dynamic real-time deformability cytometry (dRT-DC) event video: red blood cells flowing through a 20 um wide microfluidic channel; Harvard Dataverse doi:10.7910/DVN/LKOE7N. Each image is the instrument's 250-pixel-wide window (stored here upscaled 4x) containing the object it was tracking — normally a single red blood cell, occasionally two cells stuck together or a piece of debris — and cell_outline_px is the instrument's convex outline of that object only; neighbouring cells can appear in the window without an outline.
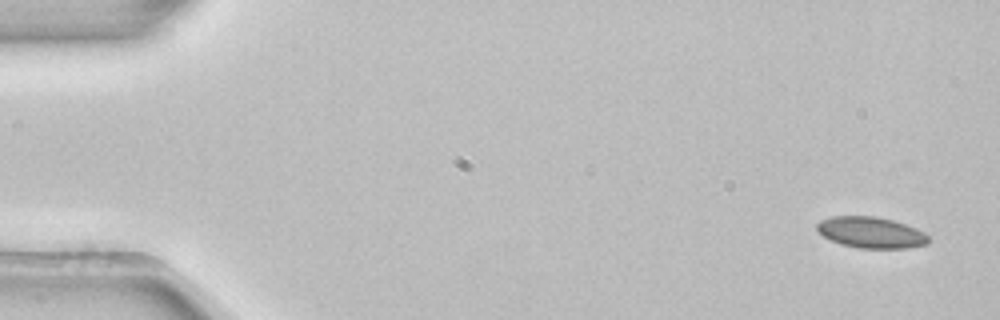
{"species": "common noctule bat (a hibernating species)", "species_latin": "Nyctalus noctula", "temperature_condition": "room temperature", "stored_images_in_passage": 3, "camera_frame_rate_fps": 3000, "um_per_image_px": 0.085, "animal": {"sex": "female", "body_mass_g": 22.7, "forearm_length_mm": 54.2}, "frame": {"image": 1, "passage_image": 1, "time_ms": 0.0, "image_size_px": [1000, 320], "cell_outline_px": [[928, 244], [908, 248], [860, 248], [840, 244], [824, 236], [816, 228], [816, 224], [820, 220], [832, 216], [876, 216], [892, 220], [916, 228], [924, 232], [928, 236]], "centroid_in_image_um": [74.03, 19.76], "position_along_channel_um": 11.0, "area_um2": 20.17}}